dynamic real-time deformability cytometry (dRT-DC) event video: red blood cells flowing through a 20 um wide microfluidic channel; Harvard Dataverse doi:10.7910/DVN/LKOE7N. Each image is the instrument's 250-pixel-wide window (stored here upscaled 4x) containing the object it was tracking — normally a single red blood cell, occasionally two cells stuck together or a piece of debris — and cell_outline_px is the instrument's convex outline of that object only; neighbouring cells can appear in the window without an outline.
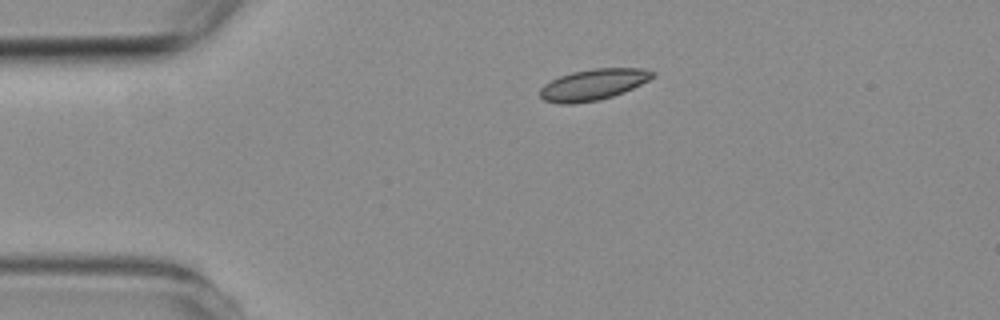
{"species": "common noctule bat (a hibernating species)", "species_latin": "Nyctalus noctula", "temperature_condition": "room temperature", "stored_images_in_passage": 2, "camera_frame_rate_fps": 3000, "um_per_image_px": 0.085, "animal": {"sex": "female", "body_mass_g": 19.3, "forearm_length_mm": 54.1}, "frame": {"image": 1, "passage_image": 1, "time_ms": 0.0, "image_size_px": [1000, 320], "cell_outline_px": [[656, 76], [624, 92], [612, 96], [596, 100], [572, 104], [560, 104], [544, 100], [540, 96], [540, 88], [544, 84], [560, 76], [572, 72], [596, 68], [640, 68], [656, 72]], "centroid_in_image_um": [50.42, 7.18], "position_along_channel_um": 34.6, "area_um2": 20.23}}